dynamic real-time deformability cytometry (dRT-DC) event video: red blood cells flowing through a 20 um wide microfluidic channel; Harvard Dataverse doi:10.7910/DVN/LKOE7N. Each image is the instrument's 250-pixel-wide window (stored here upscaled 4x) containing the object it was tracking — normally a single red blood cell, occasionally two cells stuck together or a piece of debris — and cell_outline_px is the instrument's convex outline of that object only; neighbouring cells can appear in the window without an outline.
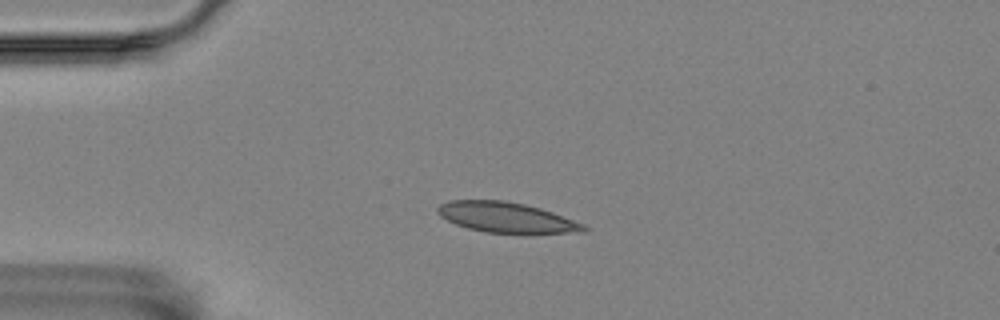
{"species": "Egyptian fruit bat (a non-hibernating species)", "species_latin": "Rousettus aegyptiacus", "temperature_condition": "room temperature", "stored_images_in_passage": 3, "camera_frame_rate_fps": 3000, "um_per_image_px": 0.085, "animal": {"sex": "female"}, "frame": {"image": 1, "passage_image": 3, "time_ms": 0.667, "image_size_px": [1000, 320], "cell_outline_px": [[588, 228], [584, 232], [524, 236], [484, 232], [468, 228], [456, 224], [440, 216], [436, 212], [436, 208], [440, 204], [448, 200], [504, 200], [524, 204], [540, 208], [552, 212], [584, 224]], "centroid_in_image_um": [43.09, 18.53], "position_along_channel_um": 41.9, "area_um2": 26.82}}